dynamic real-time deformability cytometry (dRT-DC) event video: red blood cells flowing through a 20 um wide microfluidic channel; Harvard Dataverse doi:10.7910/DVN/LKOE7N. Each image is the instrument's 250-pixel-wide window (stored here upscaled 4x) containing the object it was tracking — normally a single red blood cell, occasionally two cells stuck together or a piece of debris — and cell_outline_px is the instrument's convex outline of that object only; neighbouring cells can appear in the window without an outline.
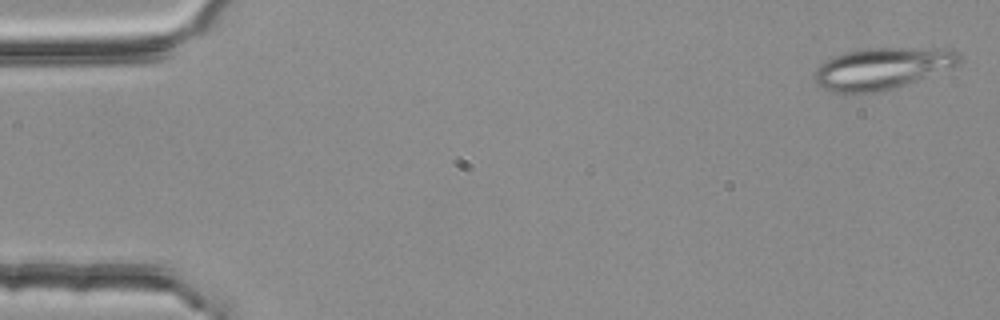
{"species": "common noctule bat (a hibernating species)", "species_latin": "Nyctalus noctula", "temperature_condition": "room temperature", "stored_images_in_passage": 4, "camera_frame_rate_fps": 3000, "um_per_image_px": 0.085, "animal": {"sex": "female", "body_mass_g": 25.1}, "frame": {"image": 1, "passage_image": 1, "time_ms": 0.0, "image_size_px": [1000, 320], "cell_outline_px": [[960, 64], [916, 80], [880, 92], [852, 96], [844, 96], [832, 92], [816, 84], [816, 68], [824, 60], [832, 56], [844, 52], [864, 48], [952, 48], [960, 52]], "centroid_in_image_um": [74.93, 5.83], "position_along_channel_um": 10.1, "area_um2": 35.78}}